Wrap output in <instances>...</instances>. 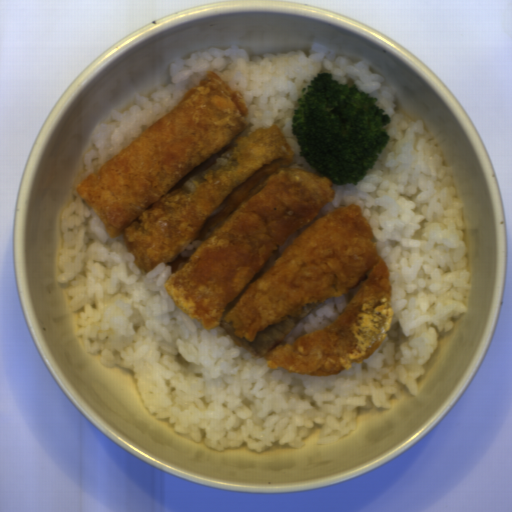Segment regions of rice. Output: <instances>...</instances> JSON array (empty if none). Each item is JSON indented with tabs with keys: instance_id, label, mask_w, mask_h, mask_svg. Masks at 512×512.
I'll return each instance as SVG.
<instances>
[{
	"instance_id": "1",
	"label": "rice",
	"mask_w": 512,
	"mask_h": 512,
	"mask_svg": "<svg viewBox=\"0 0 512 512\" xmlns=\"http://www.w3.org/2000/svg\"><path fill=\"white\" fill-rule=\"evenodd\" d=\"M370 65L343 55L326 59L313 49L308 56L302 49L251 56L237 43L211 46L170 62L169 85L151 96L134 93L130 108L111 109L114 122L89 136L96 149L83 153L60 209L59 285L77 337L100 356L103 368L131 371L147 412L193 442L217 452L246 444L262 453L276 441L299 449L317 424V444H333L355 431L358 408L390 410L392 396L400 400L406 388L417 396L441 333L469 310L468 227L454 169L422 119L396 112L397 88L384 84ZM211 70L240 89L248 105L250 124L239 135L276 122L294 151L290 167L314 174L299 156L290 119L301 89L317 72L355 83L392 117L385 127L390 141L374 170L356 186L333 185L337 198L315 218L346 203L361 205L391 277L390 332L373 355L346 372L323 378L271 369L222 328L206 332L164 291L171 266L140 270L121 239H108L74 192Z\"/></svg>"
},
{
	"instance_id": "2",
	"label": "rice",
	"mask_w": 512,
	"mask_h": 512,
	"mask_svg": "<svg viewBox=\"0 0 512 512\" xmlns=\"http://www.w3.org/2000/svg\"><path fill=\"white\" fill-rule=\"evenodd\" d=\"M358 288H352L348 294H343L318 304L288 332L284 339L285 342L292 345L302 335L333 323L354 297Z\"/></svg>"
}]
</instances>
